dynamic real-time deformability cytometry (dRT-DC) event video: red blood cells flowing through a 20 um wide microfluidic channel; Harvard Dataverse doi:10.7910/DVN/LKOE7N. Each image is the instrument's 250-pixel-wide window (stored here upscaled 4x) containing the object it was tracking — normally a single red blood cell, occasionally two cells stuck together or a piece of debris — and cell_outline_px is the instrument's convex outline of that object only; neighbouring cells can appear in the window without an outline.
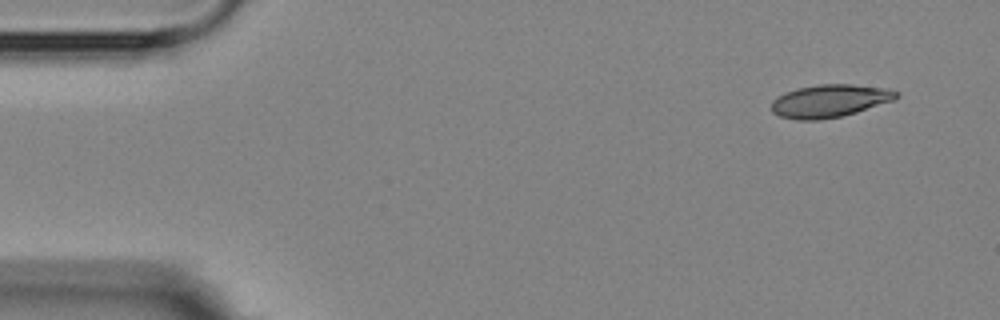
{"species": "Egyptian fruit bat (a non-hibernating species)", "species_latin": "Rousettus aegyptiacus", "temperature_condition": "room temperature", "stored_images_in_passage": 4, "camera_frame_rate_fps": 3000, "um_per_image_px": 0.085, "animal": {"sex": "female"}, "frame": {"image": 1, "passage_image": 1, "time_ms": 0.0, "image_size_px": [1000, 320], "cell_outline_px": [[900, 96], [896, 100], [856, 112], [840, 116], [820, 120], [796, 120], [780, 116], [772, 112], [772, 100], [776, 96], [784, 92], [796, 88], [820, 84], [852, 84], [888, 88], [900, 92]], "centroid_in_image_um": [70.54, 8.57], "position_along_channel_um": 14.5, "area_um2": 24.16}}
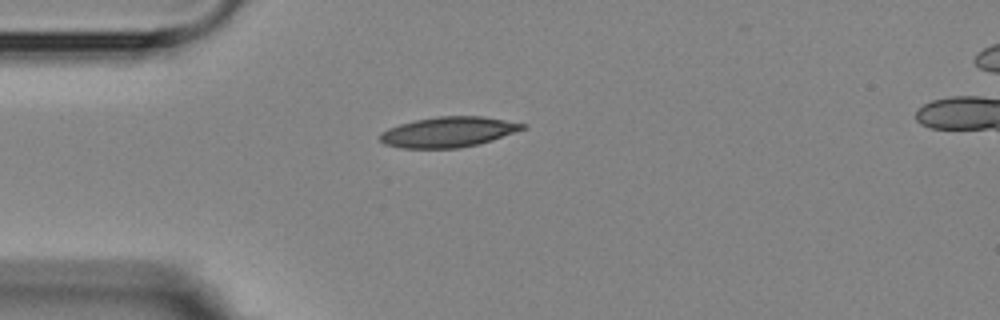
{"frame": {"image": 2, "passage_image": 4, "time_ms": 3.333, "image_size_px": [1000, 320], "cell_outline_px": [[528, 128], [480, 144], [460, 148], [400, 148], [384, 144], [376, 136], [380, 132], [388, 128], [400, 124], [416, 120], [436, 116], [484, 116], [528, 124]], "centroid_in_image_um": [38.12, 11.22], "position_along_channel_um": 46.9, "area_um2": 25.55}}